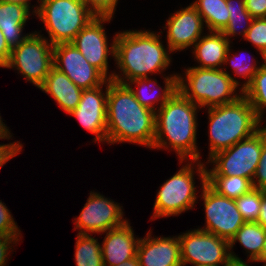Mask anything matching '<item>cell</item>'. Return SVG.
Here are the masks:
<instances>
[{"instance_id":"cell-28","label":"cell","mask_w":266,"mask_h":266,"mask_svg":"<svg viewBox=\"0 0 266 266\" xmlns=\"http://www.w3.org/2000/svg\"><path fill=\"white\" fill-rule=\"evenodd\" d=\"M242 94L254 108L258 118L262 120L266 109V68L261 65L253 76L251 83L242 91Z\"/></svg>"},{"instance_id":"cell-8","label":"cell","mask_w":266,"mask_h":266,"mask_svg":"<svg viewBox=\"0 0 266 266\" xmlns=\"http://www.w3.org/2000/svg\"><path fill=\"white\" fill-rule=\"evenodd\" d=\"M197 162L196 172L199 173L202 183V199L206 214V227L200 230L215 234L228 241L245 223L240 214L235 199L219 195L206 183V166L201 161ZM199 162V163H198Z\"/></svg>"},{"instance_id":"cell-37","label":"cell","mask_w":266,"mask_h":266,"mask_svg":"<svg viewBox=\"0 0 266 266\" xmlns=\"http://www.w3.org/2000/svg\"><path fill=\"white\" fill-rule=\"evenodd\" d=\"M245 6L254 19L266 17V0H245Z\"/></svg>"},{"instance_id":"cell-44","label":"cell","mask_w":266,"mask_h":266,"mask_svg":"<svg viewBox=\"0 0 266 266\" xmlns=\"http://www.w3.org/2000/svg\"><path fill=\"white\" fill-rule=\"evenodd\" d=\"M261 262H266V237H265L263 249L261 252Z\"/></svg>"},{"instance_id":"cell-29","label":"cell","mask_w":266,"mask_h":266,"mask_svg":"<svg viewBox=\"0 0 266 266\" xmlns=\"http://www.w3.org/2000/svg\"><path fill=\"white\" fill-rule=\"evenodd\" d=\"M265 192V190L252 188L248 193L235 199L237 208L245 222H257L260 215L262 195Z\"/></svg>"},{"instance_id":"cell-13","label":"cell","mask_w":266,"mask_h":266,"mask_svg":"<svg viewBox=\"0 0 266 266\" xmlns=\"http://www.w3.org/2000/svg\"><path fill=\"white\" fill-rule=\"evenodd\" d=\"M121 207L103 195L91 191L79 217L75 218L78 234H100L123 225L127 220L123 218Z\"/></svg>"},{"instance_id":"cell-46","label":"cell","mask_w":266,"mask_h":266,"mask_svg":"<svg viewBox=\"0 0 266 266\" xmlns=\"http://www.w3.org/2000/svg\"><path fill=\"white\" fill-rule=\"evenodd\" d=\"M229 266V264H222V266ZM202 266H220V265H202Z\"/></svg>"},{"instance_id":"cell-36","label":"cell","mask_w":266,"mask_h":266,"mask_svg":"<svg viewBox=\"0 0 266 266\" xmlns=\"http://www.w3.org/2000/svg\"><path fill=\"white\" fill-rule=\"evenodd\" d=\"M20 236H3L0 235V266H5L8 255H10L11 244H16L20 239Z\"/></svg>"},{"instance_id":"cell-12","label":"cell","mask_w":266,"mask_h":266,"mask_svg":"<svg viewBox=\"0 0 266 266\" xmlns=\"http://www.w3.org/2000/svg\"><path fill=\"white\" fill-rule=\"evenodd\" d=\"M53 63L57 70L66 74L81 89L107 84L108 79L71 42L53 45Z\"/></svg>"},{"instance_id":"cell-9","label":"cell","mask_w":266,"mask_h":266,"mask_svg":"<svg viewBox=\"0 0 266 266\" xmlns=\"http://www.w3.org/2000/svg\"><path fill=\"white\" fill-rule=\"evenodd\" d=\"M54 67L53 45L35 31L12 48L6 68H16L27 81L39 88Z\"/></svg>"},{"instance_id":"cell-43","label":"cell","mask_w":266,"mask_h":266,"mask_svg":"<svg viewBox=\"0 0 266 266\" xmlns=\"http://www.w3.org/2000/svg\"><path fill=\"white\" fill-rule=\"evenodd\" d=\"M229 266H248V264H246L245 261L242 260L232 259V261L229 263Z\"/></svg>"},{"instance_id":"cell-21","label":"cell","mask_w":266,"mask_h":266,"mask_svg":"<svg viewBox=\"0 0 266 266\" xmlns=\"http://www.w3.org/2000/svg\"><path fill=\"white\" fill-rule=\"evenodd\" d=\"M30 8L18 3L0 2V29L6 43L12 49L22 43L30 34L22 35Z\"/></svg>"},{"instance_id":"cell-31","label":"cell","mask_w":266,"mask_h":266,"mask_svg":"<svg viewBox=\"0 0 266 266\" xmlns=\"http://www.w3.org/2000/svg\"><path fill=\"white\" fill-rule=\"evenodd\" d=\"M244 39L257 47L260 55L266 52V17L253 19Z\"/></svg>"},{"instance_id":"cell-42","label":"cell","mask_w":266,"mask_h":266,"mask_svg":"<svg viewBox=\"0 0 266 266\" xmlns=\"http://www.w3.org/2000/svg\"><path fill=\"white\" fill-rule=\"evenodd\" d=\"M0 2H5V3H18L21 5H26L30 8V1L29 0H0Z\"/></svg>"},{"instance_id":"cell-1","label":"cell","mask_w":266,"mask_h":266,"mask_svg":"<svg viewBox=\"0 0 266 266\" xmlns=\"http://www.w3.org/2000/svg\"><path fill=\"white\" fill-rule=\"evenodd\" d=\"M155 112L142 106L125 84L108 80L106 142L153 148Z\"/></svg>"},{"instance_id":"cell-18","label":"cell","mask_w":266,"mask_h":266,"mask_svg":"<svg viewBox=\"0 0 266 266\" xmlns=\"http://www.w3.org/2000/svg\"><path fill=\"white\" fill-rule=\"evenodd\" d=\"M105 233L106 237L101 247L103 266H116L136 257L140 238L135 239L134 231L128 221Z\"/></svg>"},{"instance_id":"cell-14","label":"cell","mask_w":266,"mask_h":266,"mask_svg":"<svg viewBox=\"0 0 266 266\" xmlns=\"http://www.w3.org/2000/svg\"><path fill=\"white\" fill-rule=\"evenodd\" d=\"M111 19L112 17H94L71 42L108 80H111V76H107L108 56L111 54L114 57L115 37L109 49L103 24Z\"/></svg>"},{"instance_id":"cell-30","label":"cell","mask_w":266,"mask_h":266,"mask_svg":"<svg viewBox=\"0 0 266 266\" xmlns=\"http://www.w3.org/2000/svg\"><path fill=\"white\" fill-rule=\"evenodd\" d=\"M229 53H231L230 48L227 51L224 64H228V61H230L231 63L230 66H232L235 74L239 77H243L244 79H248L246 80L245 83L241 85L242 87L239 88L240 92H242L251 83L253 76L258 71V69L261 67V65L257 66V63L255 61L249 64L243 61L241 55L239 57V55L235 53V55L229 56L230 55Z\"/></svg>"},{"instance_id":"cell-34","label":"cell","mask_w":266,"mask_h":266,"mask_svg":"<svg viewBox=\"0 0 266 266\" xmlns=\"http://www.w3.org/2000/svg\"><path fill=\"white\" fill-rule=\"evenodd\" d=\"M252 186L253 188L266 191V141L263 143L260 160L252 180Z\"/></svg>"},{"instance_id":"cell-24","label":"cell","mask_w":266,"mask_h":266,"mask_svg":"<svg viewBox=\"0 0 266 266\" xmlns=\"http://www.w3.org/2000/svg\"><path fill=\"white\" fill-rule=\"evenodd\" d=\"M202 17L209 32H222L228 25L226 0H196L191 3Z\"/></svg>"},{"instance_id":"cell-26","label":"cell","mask_w":266,"mask_h":266,"mask_svg":"<svg viewBox=\"0 0 266 266\" xmlns=\"http://www.w3.org/2000/svg\"><path fill=\"white\" fill-rule=\"evenodd\" d=\"M76 266H103L101 245L89 234H77L75 244Z\"/></svg>"},{"instance_id":"cell-5","label":"cell","mask_w":266,"mask_h":266,"mask_svg":"<svg viewBox=\"0 0 266 266\" xmlns=\"http://www.w3.org/2000/svg\"><path fill=\"white\" fill-rule=\"evenodd\" d=\"M186 79L178 74L177 89L200 108L228 104L236 101L238 80L225 69L190 67L185 71ZM236 93V94H234Z\"/></svg>"},{"instance_id":"cell-3","label":"cell","mask_w":266,"mask_h":266,"mask_svg":"<svg viewBox=\"0 0 266 266\" xmlns=\"http://www.w3.org/2000/svg\"><path fill=\"white\" fill-rule=\"evenodd\" d=\"M198 105L186 98L178 89L155 112V137L153 148L171 147L180 159L199 161L196 145ZM164 136V137H163Z\"/></svg>"},{"instance_id":"cell-20","label":"cell","mask_w":266,"mask_h":266,"mask_svg":"<svg viewBox=\"0 0 266 266\" xmlns=\"http://www.w3.org/2000/svg\"><path fill=\"white\" fill-rule=\"evenodd\" d=\"M230 41L222 32H210L194 44L193 54L200 64L197 67L208 69H221L226 54L230 48Z\"/></svg>"},{"instance_id":"cell-27","label":"cell","mask_w":266,"mask_h":266,"mask_svg":"<svg viewBox=\"0 0 266 266\" xmlns=\"http://www.w3.org/2000/svg\"><path fill=\"white\" fill-rule=\"evenodd\" d=\"M226 5L230 12L229 21L222 33L229 41L231 36L235 37L236 34L244 38L254 19L246 9L245 0H226ZM240 25L242 30L238 31Z\"/></svg>"},{"instance_id":"cell-23","label":"cell","mask_w":266,"mask_h":266,"mask_svg":"<svg viewBox=\"0 0 266 266\" xmlns=\"http://www.w3.org/2000/svg\"><path fill=\"white\" fill-rule=\"evenodd\" d=\"M265 237L266 228L257 222H245L229 241L230 250L238 241L249 253L248 261L261 262Z\"/></svg>"},{"instance_id":"cell-10","label":"cell","mask_w":266,"mask_h":266,"mask_svg":"<svg viewBox=\"0 0 266 266\" xmlns=\"http://www.w3.org/2000/svg\"><path fill=\"white\" fill-rule=\"evenodd\" d=\"M182 265L193 266L229 264L241 260L230 251L229 241L215 234L195 229L178 236Z\"/></svg>"},{"instance_id":"cell-32","label":"cell","mask_w":266,"mask_h":266,"mask_svg":"<svg viewBox=\"0 0 266 266\" xmlns=\"http://www.w3.org/2000/svg\"><path fill=\"white\" fill-rule=\"evenodd\" d=\"M96 17H112L118 0H82Z\"/></svg>"},{"instance_id":"cell-6","label":"cell","mask_w":266,"mask_h":266,"mask_svg":"<svg viewBox=\"0 0 266 266\" xmlns=\"http://www.w3.org/2000/svg\"><path fill=\"white\" fill-rule=\"evenodd\" d=\"M41 2V3H40ZM38 0L33 10L44 23L52 45L70 43L96 17L82 0Z\"/></svg>"},{"instance_id":"cell-25","label":"cell","mask_w":266,"mask_h":266,"mask_svg":"<svg viewBox=\"0 0 266 266\" xmlns=\"http://www.w3.org/2000/svg\"><path fill=\"white\" fill-rule=\"evenodd\" d=\"M206 183L219 195L236 199L252 188L250 179L239 176H206Z\"/></svg>"},{"instance_id":"cell-2","label":"cell","mask_w":266,"mask_h":266,"mask_svg":"<svg viewBox=\"0 0 266 266\" xmlns=\"http://www.w3.org/2000/svg\"><path fill=\"white\" fill-rule=\"evenodd\" d=\"M160 40V35L145 30H127L115 34L114 59L123 73H111V80L127 84L134 79L147 78L148 74L162 73L170 64V53ZM125 79V80H124Z\"/></svg>"},{"instance_id":"cell-35","label":"cell","mask_w":266,"mask_h":266,"mask_svg":"<svg viewBox=\"0 0 266 266\" xmlns=\"http://www.w3.org/2000/svg\"><path fill=\"white\" fill-rule=\"evenodd\" d=\"M20 141L12 142L9 144H0V168L6 164L10 159L15 157L22 150Z\"/></svg>"},{"instance_id":"cell-11","label":"cell","mask_w":266,"mask_h":266,"mask_svg":"<svg viewBox=\"0 0 266 266\" xmlns=\"http://www.w3.org/2000/svg\"><path fill=\"white\" fill-rule=\"evenodd\" d=\"M186 164L170 179L160 186L154 202L152 219L179 215L182 212L193 209L197 197L194 185L193 162Z\"/></svg>"},{"instance_id":"cell-45","label":"cell","mask_w":266,"mask_h":266,"mask_svg":"<svg viewBox=\"0 0 266 266\" xmlns=\"http://www.w3.org/2000/svg\"><path fill=\"white\" fill-rule=\"evenodd\" d=\"M262 59H263V61H264V63L262 64V66L266 68V52H264V53L262 54Z\"/></svg>"},{"instance_id":"cell-7","label":"cell","mask_w":266,"mask_h":266,"mask_svg":"<svg viewBox=\"0 0 266 266\" xmlns=\"http://www.w3.org/2000/svg\"><path fill=\"white\" fill-rule=\"evenodd\" d=\"M265 141L266 126H263L251 137L216 152L208 158V163H213V168L206 170V176H239L252 181Z\"/></svg>"},{"instance_id":"cell-41","label":"cell","mask_w":266,"mask_h":266,"mask_svg":"<svg viewBox=\"0 0 266 266\" xmlns=\"http://www.w3.org/2000/svg\"><path fill=\"white\" fill-rule=\"evenodd\" d=\"M116 266H140L137 256L126 260L125 262L118 264Z\"/></svg>"},{"instance_id":"cell-4","label":"cell","mask_w":266,"mask_h":266,"mask_svg":"<svg viewBox=\"0 0 266 266\" xmlns=\"http://www.w3.org/2000/svg\"><path fill=\"white\" fill-rule=\"evenodd\" d=\"M209 158L216 152L230 148L261 129V120L247 98L208 108Z\"/></svg>"},{"instance_id":"cell-17","label":"cell","mask_w":266,"mask_h":266,"mask_svg":"<svg viewBox=\"0 0 266 266\" xmlns=\"http://www.w3.org/2000/svg\"><path fill=\"white\" fill-rule=\"evenodd\" d=\"M136 256L140 266H183L177 236L152 238L150 231L140 239Z\"/></svg>"},{"instance_id":"cell-15","label":"cell","mask_w":266,"mask_h":266,"mask_svg":"<svg viewBox=\"0 0 266 266\" xmlns=\"http://www.w3.org/2000/svg\"><path fill=\"white\" fill-rule=\"evenodd\" d=\"M105 93L103 85L83 89L78 106L69 114L74 116L87 131L95 135V141L106 142L107 130V94L108 80Z\"/></svg>"},{"instance_id":"cell-38","label":"cell","mask_w":266,"mask_h":266,"mask_svg":"<svg viewBox=\"0 0 266 266\" xmlns=\"http://www.w3.org/2000/svg\"><path fill=\"white\" fill-rule=\"evenodd\" d=\"M11 50L0 29V67L4 68L7 66L11 56Z\"/></svg>"},{"instance_id":"cell-33","label":"cell","mask_w":266,"mask_h":266,"mask_svg":"<svg viewBox=\"0 0 266 266\" xmlns=\"http://www.w3.org/2000/svg\"><path fill=\"white\" fill-rule=\"evenodd\" d=\"M10 213L7 206L0 200V235L20 236L21 231Z\"/></svg>"},{"instance_id":"cell-19","label":"cell","mask_w":266,"mask_h":266,"mask_svg":"<svg viewBox=\"0 0 266 266\" xmlns=\"http://www.w3.org/2000/svg\"><path fill=\"white\" fill-rule=\"evenodd\" d=\"M39 89L50 94L68 114L78 106L83 91L55 67L51 69Z\"/></svg>"},{"instance_id":"cell-40","label":"cell","mask_w":266,"mask_h":266,"mask_svg":"<svg viewBox=\"0 0 266 266\" xmlns=\"http://www.w3.org/2000/svg\"><path fill=\"white\" fill-rule=\"evenodd\" d=\"M10 131L7 128V126L4 124V122L1 119L0 116V139H10L12 136L10 135Z\"/></svg>"},{"instance_id":"cell-39","label":"cell","mask_w":266,"mask_h":266,"mask_svg":"<svg viewBox=\"0 0 266 266\" xmlns=\"http://www.w3.org/2000/svg\"><path fill=\"white\" fill-rule=\"evenodd\" d=\"M257 223L266 228V192L262 195L260 215Z\"/></svg>"},{"instance_id":"cell-22","label":"cell","mask_w":266,"mask_h":266,"mask_svg":"<svg viewBox=\"0 0 266 266\" xmlns=\"http://www.w3.org/2000/svg\"><path fill=\"white\" fill-rule=\"evenodd\" d=\"M163 79L165 81L164 89L160 88L161 92L159 91L157 94H153L154 90L153 91L150 90V88H152L151 87L152 84L153 86L159 87L157 85V80L154 79L153 81L149 77L142 78V79H134L132 81H129L126 85L134 93L135 98L142 106H145L153 110L154 112H156L157 109L155 108L156 107L155 103L160 102V105L158 107L159 109L177 90V79H178L177 74H174V75L172 74L170 76L164 77ZM130 83H131V86H130ZM133 84H136L137 86L136 89L132 88ZM148 91H151L153 93L151 94V92H148ZM145 93H147V95Z\"/></svg>"},{"instance_id":"cell-16","label":"cell","mask_w":266,"mask_h":266,"mask_svg":"<svg viewBox=\"0 0 266 266\" xmlns=\"http://www.w3.org/2000/svg\"><path fill=\"white\" fill-rule=\"evenodd\" d=\"M166 26L165 29L168 28L167 49L177 52L192 47L201 38L204 21L191 4L172 14Z\"/></svg>"}]
</instances>
